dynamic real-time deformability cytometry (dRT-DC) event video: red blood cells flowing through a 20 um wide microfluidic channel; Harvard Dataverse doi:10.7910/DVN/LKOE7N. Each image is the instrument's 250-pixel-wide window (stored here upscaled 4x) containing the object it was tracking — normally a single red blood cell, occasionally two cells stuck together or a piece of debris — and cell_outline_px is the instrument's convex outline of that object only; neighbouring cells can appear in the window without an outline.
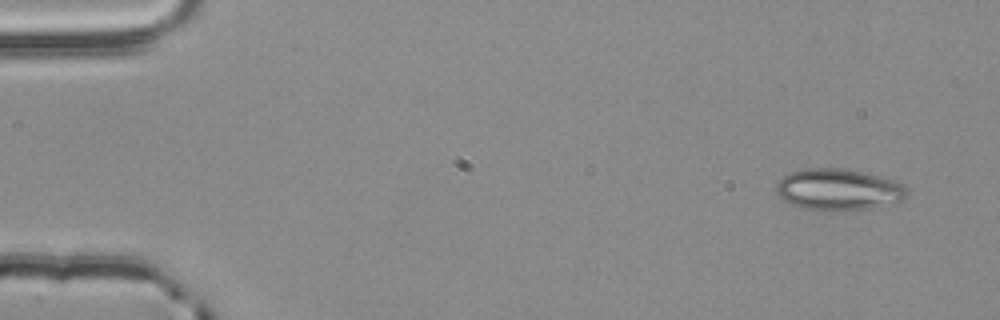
{"species": "common noctule bat (a hibernating species)", "species_latin": "Nyctalus noctula", "temperature_condition": "room temperature", "stored_images_in_passage": 3, "camera_frame_rate_fps": 3000, "um_per_image_px": 0.085, "animal": {"sex": "male", "body_mass_g": 20.4}, "frame": {"image": 1, "passage_image": 1, "time_ms": 0.0, "image_size_px": [1000, 320], "cell_outline_px": [[908, 196], [900, 200], [868, 208], [800, 208], [788, 204], [776, 192], [776, 184], [784, 176], [792, 172], [808, 168], [844, 168], [892, 180], [904, 184], [908, 192]], "centroid_in_image_um": [71.23, 16.08], "position_along_channel_um": 13.8, "area_um2": 30.46}}